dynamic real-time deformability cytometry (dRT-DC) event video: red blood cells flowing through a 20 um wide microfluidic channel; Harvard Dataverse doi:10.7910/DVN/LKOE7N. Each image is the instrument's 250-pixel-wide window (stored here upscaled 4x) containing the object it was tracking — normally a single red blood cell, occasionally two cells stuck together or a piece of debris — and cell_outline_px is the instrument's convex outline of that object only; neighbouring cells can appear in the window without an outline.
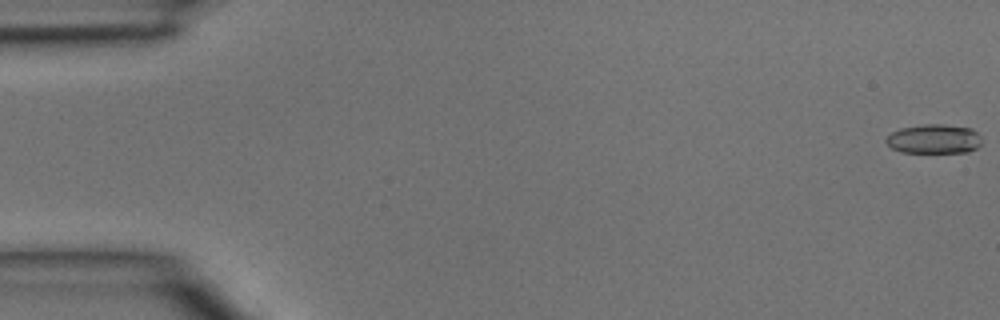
{"species": "common noctule bat (a hibernating species)", "species_latin": "Nyctalus noctula", "temperature_condition": "room temperature", "stored_images_in_passage": 4, "camera_frame_rate_fps": 3000, "um_per_image_px": 0.085, "animal": {"sex": "male", "body_mass_g": 15.6}, "frame": {"image": 1, "passage_image": 1, "time_ms": 0.0, "image_size_px": [1000, 320], "cell_outline_px": [[980, 144], [976, 148], [968, 152], [900, 152], [892, 148], [884, 140], [892, 132], [900, 128], [924, 124], [944, 124], [972, 128], [980, 136]], "centroid_in_image_um": [79.38, 11.8], "position_along_channel_um": 5.6, "area_um2": 16.3}}
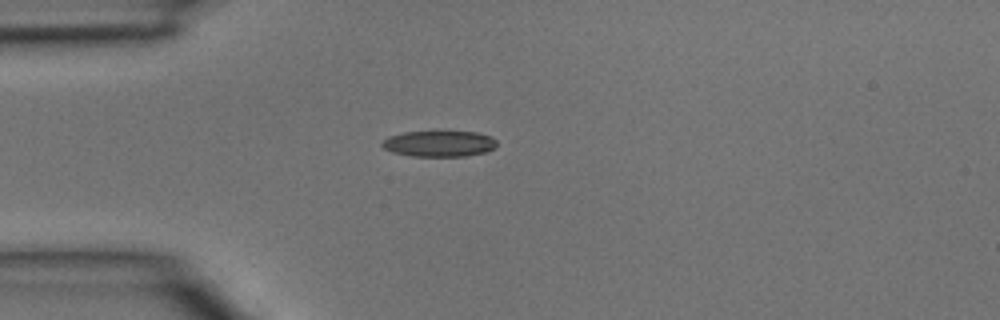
{"frame": {"image": 2, "passage_image": 4, "time_ms": 1.0, "image_size_px": [1000, 320], "cell_outline_px": [[496, 144], [488, 152], [464, 156], [412, 156], [392, 152], [384, 148], [380, 144], [388, 136], [404, 132], [476, 132], [492, 136], [496, 140]], "centroid_in_image_um": [37.33, 12.21], "position_along_channel_um": 47.7, "area_um2": 17.28}}